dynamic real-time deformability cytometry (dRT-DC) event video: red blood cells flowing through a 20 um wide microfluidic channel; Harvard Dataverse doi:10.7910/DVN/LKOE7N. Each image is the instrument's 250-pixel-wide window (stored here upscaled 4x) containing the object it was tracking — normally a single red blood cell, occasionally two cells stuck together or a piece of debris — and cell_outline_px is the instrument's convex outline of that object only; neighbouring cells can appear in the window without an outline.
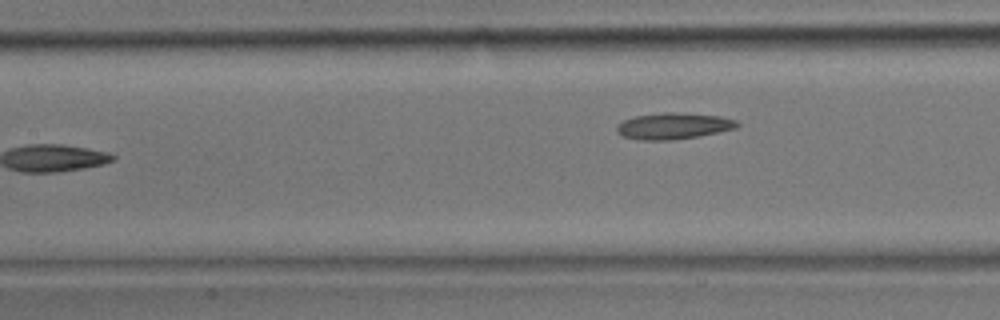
{"species": "common noctule bat (a hibernating species)", "species_latin": "Nyctalus noctula", "temperature_condition": "room temperature", "stored_images_in_passage": 16, "camera_frame_rate_fps": 3000, "um_per_image_px": 0.085, "animal": {"sex": "male", "body_mass_g": 17.9}, "frame": {"image": 1, "passage_image": 16, "time_ms": 5.0, "image_size_px": [1000, 320], "cell_outline_px": [[740, 124], [736, 128], [700, 136], [672, 140], [640, 140], [624, 136], [616, 132], [616, 124], [624, 120], [636, 116], [664, 112], [676, 112], [720, 116], [736, 120]], "centroid_in_image_um": [57.24, 10.71], "position_along_channel_um": 150.2, "area_um2": 18.5}}